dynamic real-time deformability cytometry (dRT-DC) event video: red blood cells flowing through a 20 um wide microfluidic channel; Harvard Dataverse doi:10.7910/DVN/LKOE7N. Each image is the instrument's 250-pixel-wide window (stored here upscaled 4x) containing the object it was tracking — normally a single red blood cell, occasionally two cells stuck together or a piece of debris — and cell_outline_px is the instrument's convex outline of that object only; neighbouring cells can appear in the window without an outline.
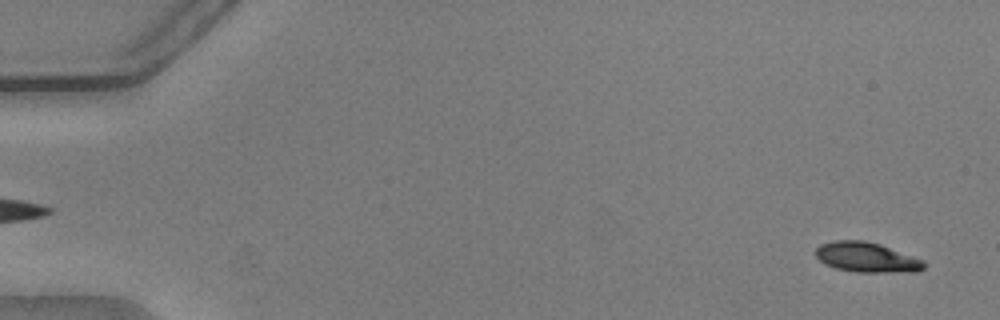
{"species": "common noctule bat (a hibernating species)", "species_latin": "Nyctalus noctula", "temperature_condition": "warm", "stored_images_in_passage": 54, "camera_frame_rate_fps": 3000, "um_per_image_px": 0.085, "animal": {"sex": "male", "body_mass_g": 20.5, "forearm_length_mm": 52.5}, "frame": {"image": 1, "passage_image": 2, "time_ms": 0.333, "image_size_px": [1000, 320], "cell_outline_px": [[924, 268], [916, 272], [856, 272], [836, 268], [824, 264], [816, 256], [816, 248], [820, 244], [832, 240], [864, 240], [880, 244], [924, 260]], "centroid_in_image_um": [73.65, 21.87], "position_along_channel_um": 11.3, "area_um2": 18.96}}
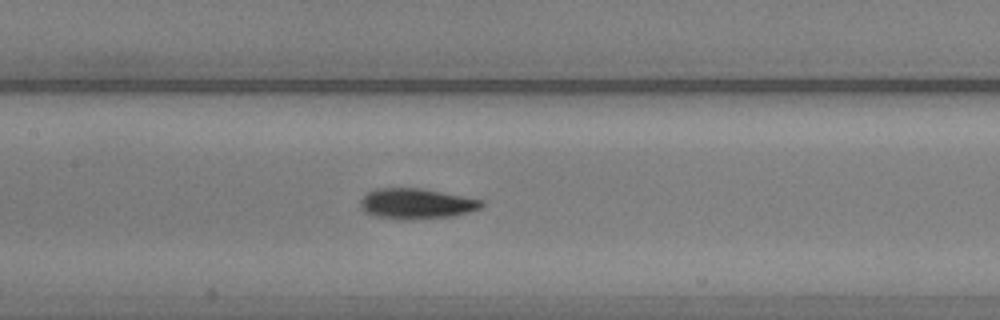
{"frame": {"image": 2, "passage_image": 26, "time_ms": 8.333, "image_size_px": [1000, 320], "cell_outline_px": [[484, 204], [480, 208], [456, 216], [408, 220], [372, 216], [364, 212], [360, 208], [360, 200], [368, 192], [376, 188], [420, 188], [484, 200]], "centroid_in_image_um": [35.37, 17.32], "position_along_channel_um": 172.0, "area_um2": 21.68}}
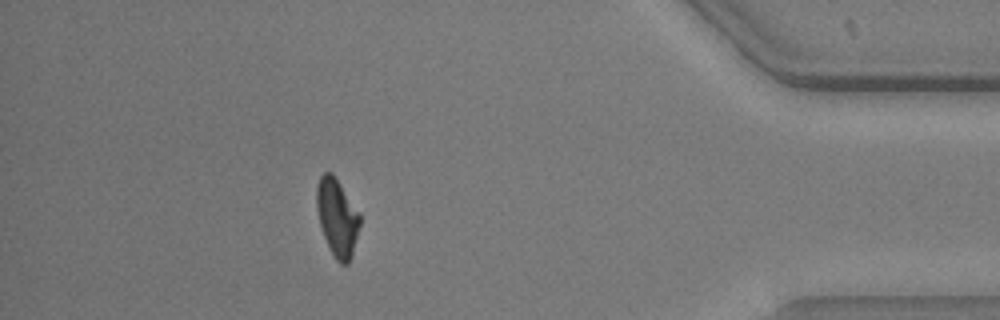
{"frame": {"image": 3, "passage_image": 48, "time_ms": 15.667, "image_size_px": [1000, 320], "cell_outline_px": [[360, 224], [352, 256], [348, 264], [340, 264], [336, 260], [324, 236], [320, 224], [316, 208], [316, 188], [320, 176], [324, 172], [332, 172], [360, 212]], "centroid_in_image_um": [28.66, 18.46], "position_along_channel_um": 406.5, "area_um2": 19.54}, "authors_computed_cell_mechanics": {"area_um2": 20.4034, "velocity_mm_per_s": 3.7873, "shape_relaxation_time_tau1_ms": 3.8162, "shape_relaxation_time_tau2_ms": 2.4309, "deformation_change_tau1": 0.1679, "deformation_change_tau2": 0.0786}}